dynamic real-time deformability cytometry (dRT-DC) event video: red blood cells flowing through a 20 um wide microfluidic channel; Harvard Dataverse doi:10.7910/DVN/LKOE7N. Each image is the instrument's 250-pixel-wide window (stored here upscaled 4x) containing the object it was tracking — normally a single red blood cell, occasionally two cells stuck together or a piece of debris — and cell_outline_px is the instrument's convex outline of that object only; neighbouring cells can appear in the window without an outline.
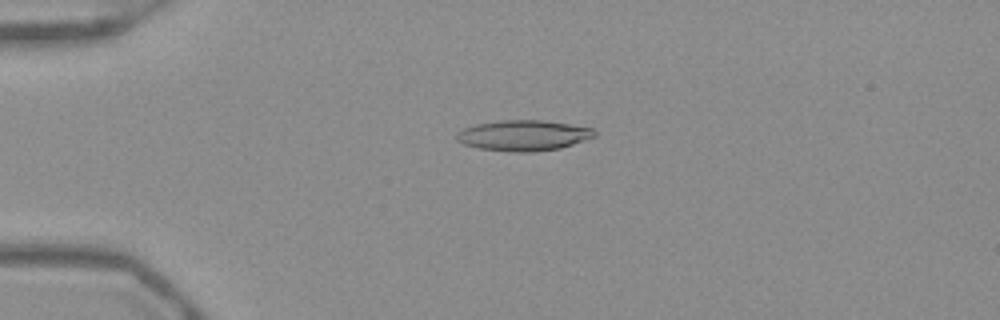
{"species": "Egyptian fruit bat (a non-hibernating species)", "species_latin": "Rousettus aegyptiacus", "temperature_condition": "warm", "stored_images_in_passage": 52, "camera_frame_rate_fps": 3000, "um_per_image_px": 0.085, "frame": {"image": 1, "passage_image": 13, "time_ms": 4.0, "image_size_px": [1000, 320], "cell_outline_px": [[596, 136], [560, 148], [532, 152], [512, 152], [480, 148], [464, 144], [456, 140], [456, 136], [464, 128], [476, 124], [500, 120], [544, 120], [572, 124], [592, 128], [596, 132]], "centroid_in_image_um": [44.52, 11.5], "position_along_channel_um": 40.5, "area_um2": 24.51}}
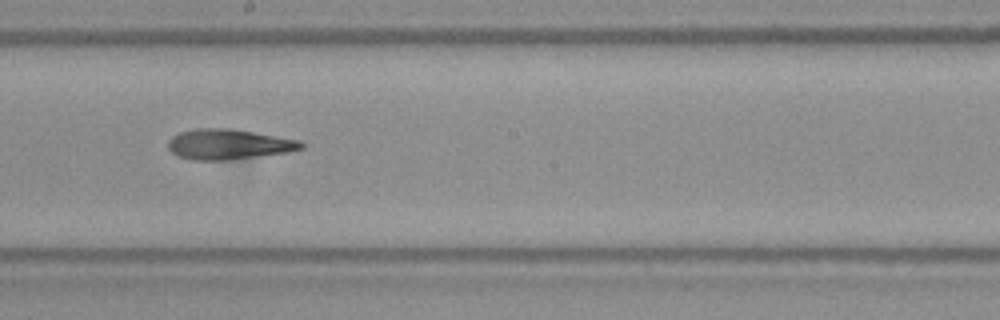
{"frame": {"image": 2, "passage_image": 30, "time_ms": 9.667, "image_size_px": [1000, 320], "cell_outline_px": [[304, 148], [288, 152], [228, 160], [192, 160], [180, 156], [172, 152], [168, 148], [168, 140], [172, 136], [180, 132], [196, 128], [228, 128], [300, 140], [304, 144]], "centroid_in_image_um": [19.42, 12.26], "position_along_channel_um": 228.8, "area_um2": 23.35}}
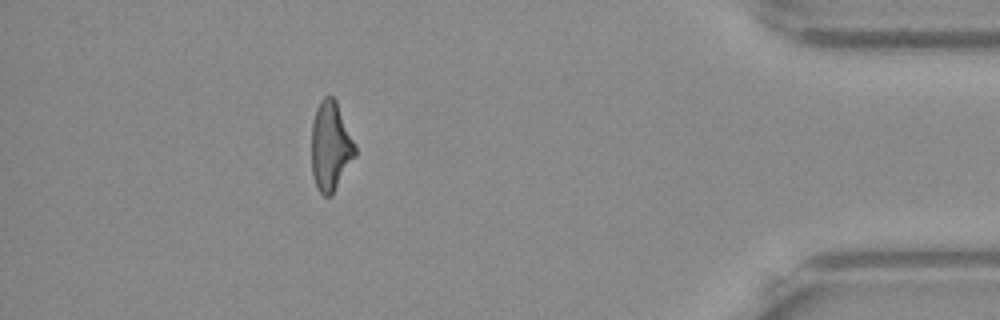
{"frame": {"image": 3, "passage_image": 47, "time_ms": 15.333, "image_size_px": [1000, 320], "cell_outline_px": [[356, 156], [332, 196], [324, 196], [320, 192], [316, 184], [312, 172], [312, 120], [316, 108], [320, 100], [324, 96], [332, 96], [336, 100], [356, 144]], "centroid_in_image_um": [28.11, 12.42], "position_along_channel_um": 407.1, "area_um2": 22.89}, "authors_computed_cell_mechanics": {"area_um2": 23.7558, "velocity_mm_per_s": 3.944, "shape_relaxation_time_tau1_ms": null, "shape_relaxation_time_tau2_ms": 5.8372, "deformation_change_tau1": null, "deformation_change_tau2": 0.1974}}